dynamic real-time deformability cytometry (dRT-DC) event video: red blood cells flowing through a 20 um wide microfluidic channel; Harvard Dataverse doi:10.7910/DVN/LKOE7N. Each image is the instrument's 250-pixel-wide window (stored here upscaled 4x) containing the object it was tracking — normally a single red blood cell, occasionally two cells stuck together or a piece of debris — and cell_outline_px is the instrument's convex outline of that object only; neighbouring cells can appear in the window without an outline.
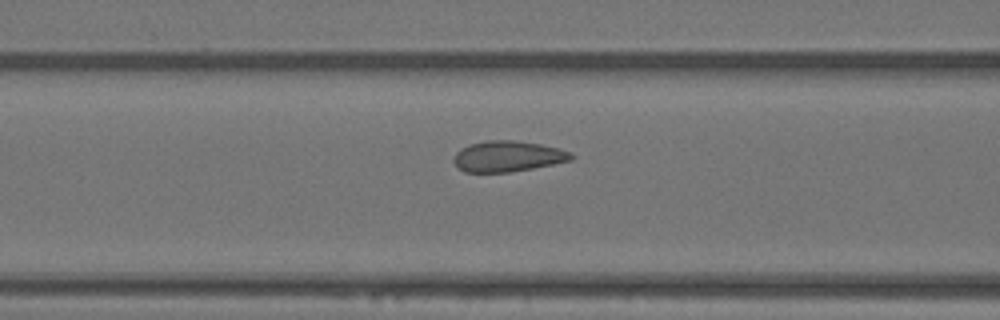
{"species": "Egyptian fruit bat (a non-hibernating species)", "species_latin": "Rousettus aegyptiacus", "temperature_condition": "warm", "stored_images_in_passage": 41, "camera_frame_rate_fps": 3000, "um_per_image_px": 0.085, "animal": {"sex": "female"}, "frame": {"image": 1, "passage_image": 17, "time_ms": 5.333, "image_size_px": [1000, 320], "cell_outline_px": [[576, 156], [572, 160], [532, 168], [508, 172], [464, 172], [456, 168], [452, 160], [456, 152], [460, 148], [468, 144], [484, 140], [512, 140], [540, 144], [560, 148], [572, 152]], "centroid_in_image_um": [43.13, 13.28], "position_along_channel_um": 123.5, "area_um2": 21.39}}
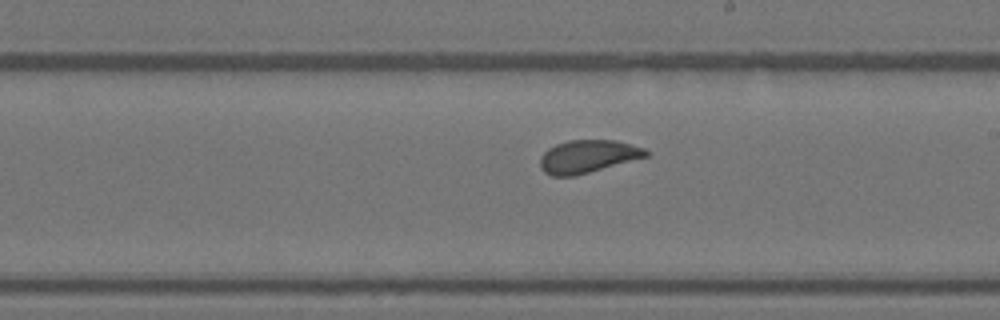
{"frame": {"image": 2, "passage_image": 27, "time_ms": 8.667, "image_size_px": [1000, 320], "cell_outline_px": [[652, 152], [648, 156], [588, 172], [572, 176], [552, 176], [544, 172], [540, 168], [540, 156], [548, 148], [556, 144], [568, 140], [616, 140], [644, 148]], "centroid_in_image_um": [49.95, 13.28], "position_along_channel_um": 239.1, "area_um2": 20.17}}
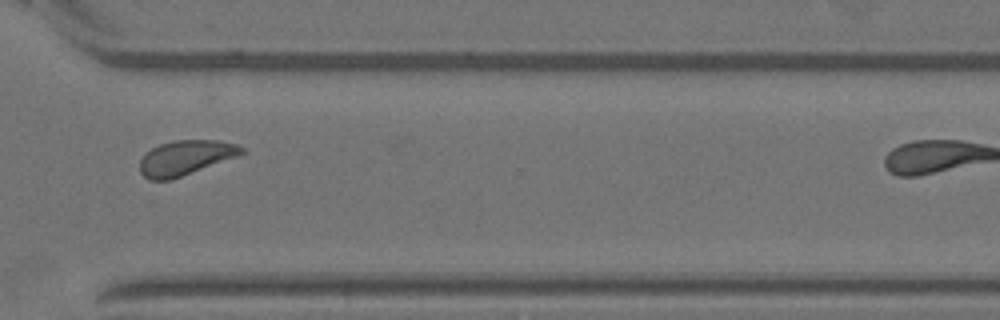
{"frame": {"image": 3, "passage_image": 37, "time_ms": 12.0, "image_size_px": [1000, 320], "cell_outline_px": [[248, 152], [180, 176], [168, 180], [148, 180], [140, 172], [140, 160], [152, 148], [160, 144], [176, 140], [220, 140], [236, 144], [244, 148]], "centroid_in_image_um": [15.78, 13.39], "position_along_channel_um": 354.8, "area_um2": 20.29}}